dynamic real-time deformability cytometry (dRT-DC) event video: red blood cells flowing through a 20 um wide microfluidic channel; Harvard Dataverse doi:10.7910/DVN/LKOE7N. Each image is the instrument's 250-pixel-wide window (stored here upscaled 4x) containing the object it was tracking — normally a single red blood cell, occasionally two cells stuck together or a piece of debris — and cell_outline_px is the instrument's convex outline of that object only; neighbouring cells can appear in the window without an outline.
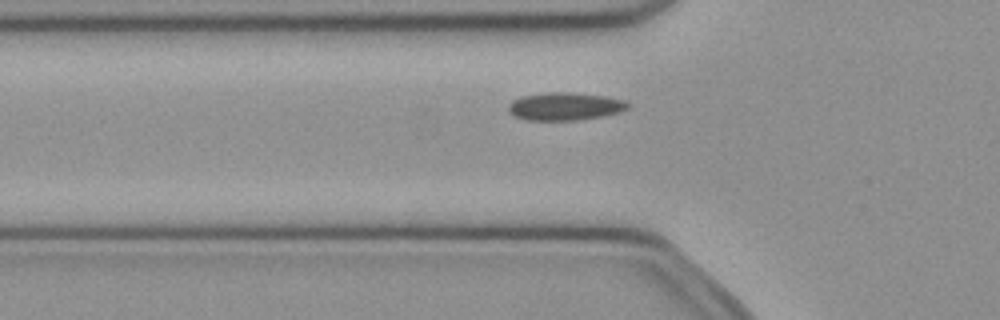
{"species": "common noctule bat (a hibernating species)", "species_latin": "Nyctalus noctula", "temperature_condition": "cold", "stored_images_in_passage": 44, "camera_frame_rate_fps": 3000, "um_per_image_px": 0.085, "animal": {"sex": "female", "body_mass_g": 21.9}, "frame": {"image": 1, "passage_image": 10, "time_ms": 3.0, "image_size_px": [1000, 320], "cell_outline_px": [[632, 104], [628, 108], [620, 112], [600, 116], [576, 120], [524, 120], [508, 112], [508, 104], [512, 100], [524, 96], [548, 92], [568, 92], [604, 96], [624, 100]], "centroid_in_image_um": [48.01, 9.04], "position_along_channel_um": 77.8, "area_um2": 19.31}}
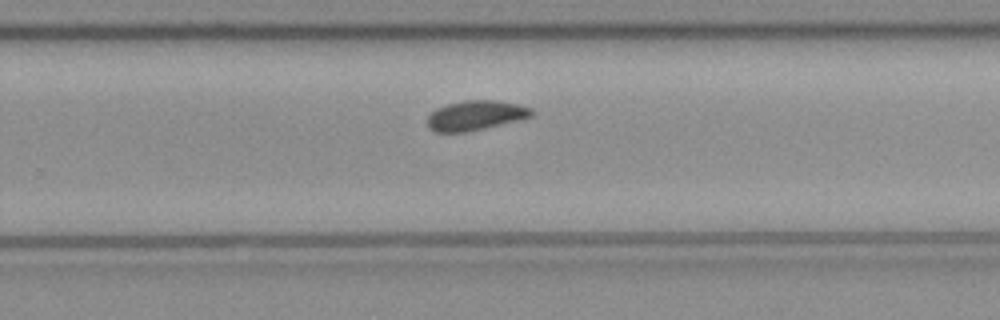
{"frame": {"image": 2, "passage_image": 26, "time_ms": 8.333, "image_size_px": [1000, 320], "cell_outline_px": [[532, 116], [520, 120], [468, 132], [432, 132], [428, 128], [428, 116], [436, 108], [444, 104], [464, 100], [496, 100], [516, 104], [532, 108]], "centroid_in_image_um": [40.39, 9.81], "position_along_channel_um": 289.4, "area_um2": 18.21}}
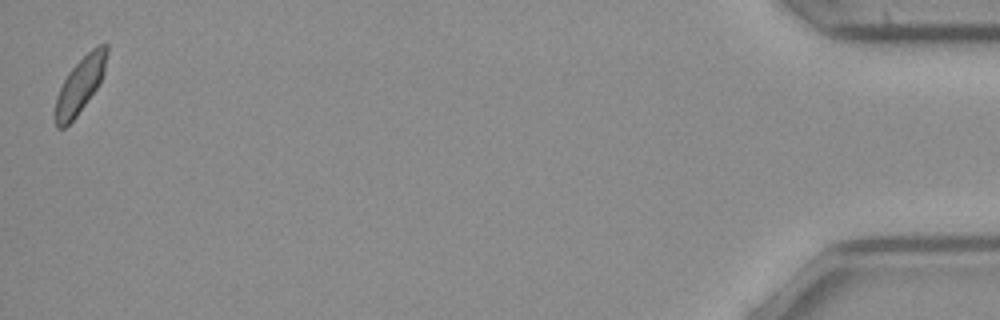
{"frame": {"image": 3, "passage_image": 44, "time_ms": 14.333, "image_size_px": [1000, 320], "cell_outline_px": [[108, 52], [104, 72], [96, 88], [76, 116], [64, 128], [56, 128], [56, 96], [68, 72], [92, 48], [100, 44], [108, 44]], "centroid_in_image_um": [6.82, 7.2], "position_along_channel_um": 428.4, "area_um2": 16.24}, "authors_computed_cell_mechanics": {"area_um2": 18.207, "velocity_mm_per_s": 3.9539, "shape_relaxation_time_tau1_ms": 7.077, "shape_relaxation_time_tau2_ms": null, "deformation_change_tau1": 0.1242, "deformation_change_tau2": null}}